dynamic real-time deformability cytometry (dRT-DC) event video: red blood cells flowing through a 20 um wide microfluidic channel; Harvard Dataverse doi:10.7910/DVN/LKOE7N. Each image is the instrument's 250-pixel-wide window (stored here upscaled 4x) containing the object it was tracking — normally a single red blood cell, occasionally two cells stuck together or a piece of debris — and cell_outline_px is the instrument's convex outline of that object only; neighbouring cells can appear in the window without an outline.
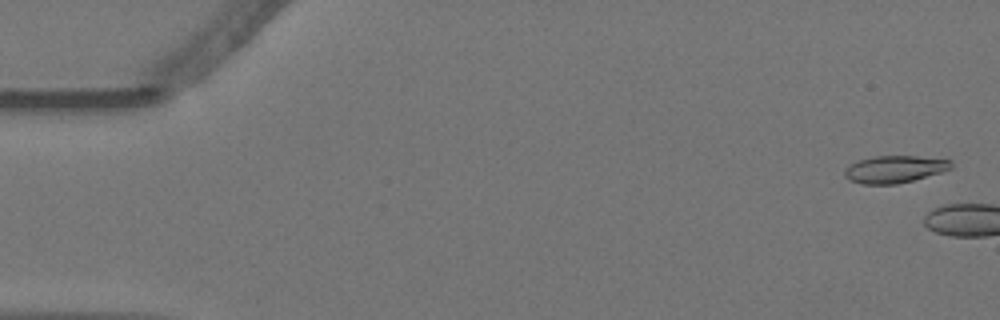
{"species": "Egyptian fruit bat (a non-hibernating species)", "species_latin": "Rousettus aegyptiacus", "temperature_condition": "warm", "stored_images_in_passage": 4, "camera_frame_rate_fps": 3000, "um_per_image_px": 0.085, "animal": {"sex": "female"}, "frame": {"image": 1, "passage_image": 2, "time_ms": 0.333, "image_size_px": [1000, 320], "cell_outline_px": [[952, 168], [940, 172], [912, 180], [896, 184], [860, 184], [848, 180], [844, 176], [844, 168], [860, 160], [872, 156], [916, 156], [952, 160]], "centroid_in_image_um": [76.0, 14.38], "position_along_channel_um": 9.0, "area_um2": 16.82}}